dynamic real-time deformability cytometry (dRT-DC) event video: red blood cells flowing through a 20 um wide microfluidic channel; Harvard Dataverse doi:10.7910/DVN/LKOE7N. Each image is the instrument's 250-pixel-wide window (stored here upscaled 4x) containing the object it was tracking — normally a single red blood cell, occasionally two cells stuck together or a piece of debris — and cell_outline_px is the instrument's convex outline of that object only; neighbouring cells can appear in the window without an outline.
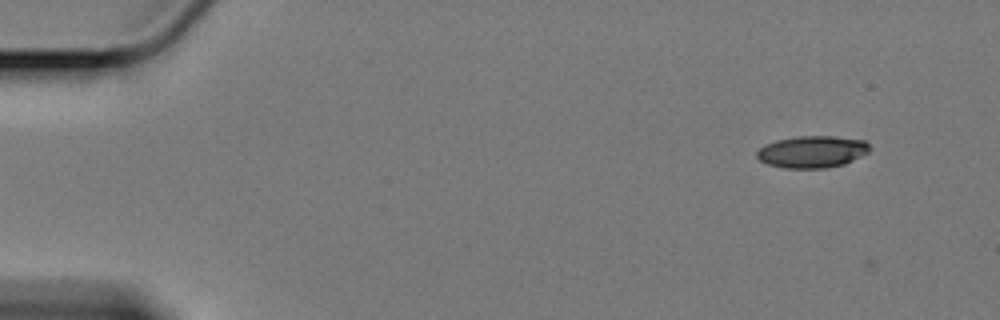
{"species": "Egyptian fruit bat (a non-hibernating species)", "species_latin": "Rousettus aegyptiacus", "temperature_condition": "cold", "stored_images_in_passage": 2, "camera_frame_rate_fps": 3000, "um_per_image_px": 0.085, "animal": {"sex": "female"}, "frame": {"image": 1, "passage_image": 1, "time_ms": 0.0, "image_size_px": [1000, 320], "cell_outline_px": [[872, 148], [868, 152], [844, 164], [824, 168], [784, 168], [768, 164], [760, 160], [756, 156], [756, 152], [764, 144], [776, 140], [796, 136], [832, 136], [864, 140]], "centroid_in_image_um": [69.02, 12.89], "position_along_channel_um": 16.0, "area_um2": 20.98}}